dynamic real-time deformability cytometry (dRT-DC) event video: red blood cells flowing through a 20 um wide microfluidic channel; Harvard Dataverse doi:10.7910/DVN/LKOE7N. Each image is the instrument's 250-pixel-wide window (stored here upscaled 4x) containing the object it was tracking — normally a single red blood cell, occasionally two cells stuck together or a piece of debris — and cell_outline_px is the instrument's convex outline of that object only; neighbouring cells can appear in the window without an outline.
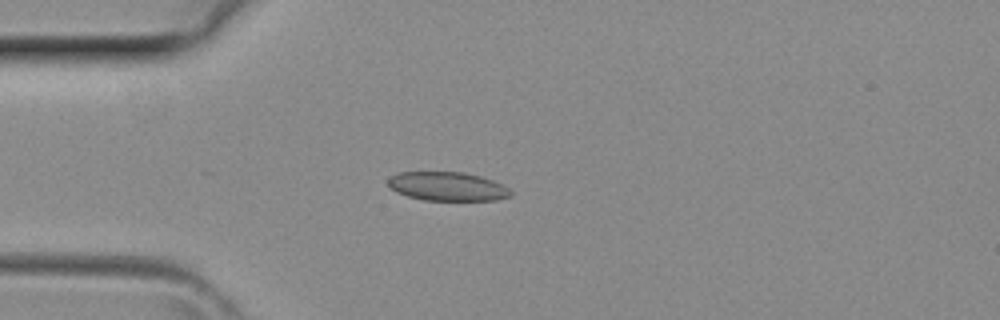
{"species": "common noctule bat (a hibernating species)", "species_latin": "Nyctalus noctula", "temperature_condition": "room temperature", "stored_images_in_passage": 3, "camera_frame_rate_fps": 3000, "um_per_image_px": 0.085, "animal": {"sex": "female", "body_mass_g": 29.2, "forearm_length_mm": 56.3}, "frame": {"image": 1, "passage_image": 3, "time_ms": 0.667, "image_size_px": [1000, 320], "cell_outline_px": [[512, 196], [496, 200], [424, 200], [408, 196], [396, 192], [388, 184], [388, 180], [392, 176], [400, 172], [464, 172], [480, 176], [492, 180], [508, 188], [512, 192]], "centroid_in_image_um": [38.05, 15.84], "position_along_channel_um": 47.0, "area_um2": 20.46}}